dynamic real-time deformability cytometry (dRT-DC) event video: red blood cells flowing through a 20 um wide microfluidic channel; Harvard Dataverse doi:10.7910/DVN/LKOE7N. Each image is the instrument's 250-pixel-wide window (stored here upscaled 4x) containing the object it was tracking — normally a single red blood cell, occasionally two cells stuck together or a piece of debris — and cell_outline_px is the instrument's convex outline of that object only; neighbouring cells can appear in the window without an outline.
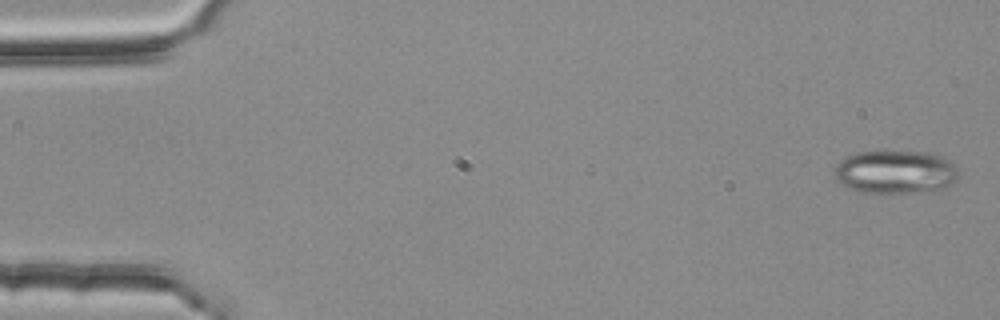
{"species": "common noctule bat (a hibernating species)", "species_latin": "Nyctalus noctula", "temperature_condition": "room temperature", "stored_images_in_passage": 5, "camera_frame_rate_fps": 3000, "um_per_image_px": 0.085, "animal": {"sex": "female", "body_mass_g": 25.1}, "frame": {"image": 1, "passage_image": 1, "time_ms": 0.0, "image_size_px": [1000, 320], "cell_outline_px": [[956, 180], [944, 188], [936, 192], [856, 192], [836, 180], [832, 176], [836, 164], [840, 160], [856, 152], [928, 152], [940, 156], [948, 160], [956, 168]], "centroid_in_image_um": [76.07, 14.63], "position_along_channel_um": 8.9, "area_um2": 31.27}}